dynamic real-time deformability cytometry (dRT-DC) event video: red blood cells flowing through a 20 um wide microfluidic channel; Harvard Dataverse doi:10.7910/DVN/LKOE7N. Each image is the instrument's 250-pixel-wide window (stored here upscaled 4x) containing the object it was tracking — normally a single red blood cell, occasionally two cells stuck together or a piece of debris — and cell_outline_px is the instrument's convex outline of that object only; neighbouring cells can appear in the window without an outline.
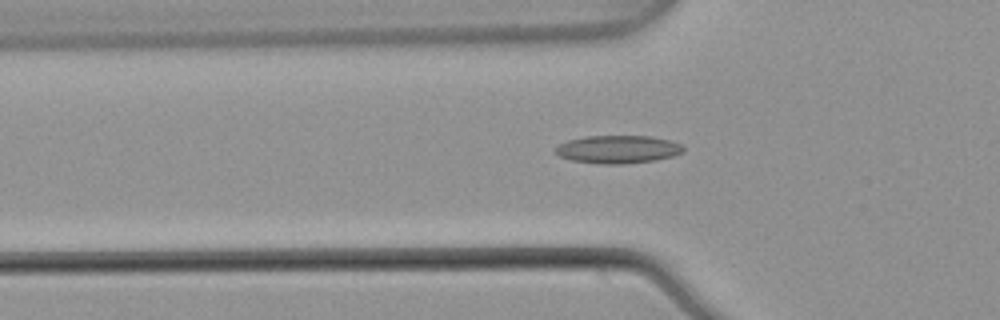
{"species": "common noctule bat (a hibernating species)", "species_latin": "Nyctalus noctula", "temperature_condition": "warm", "stored_images_in_passage": 41, "camera_frame_rate_fps": 3000, "um_per_image_px": 0.085, "animal": {"sex": "male", "body_mass_g": 21.5, "forearm_length_mm": 52.0}, "frame": {"image": 1, "passage_image": 6, "time_ms": 1.667, "image_size_px": [1000, 320], "cell_outline_px": [[684, 152], [672, 156], [656, 160], [628, 164], [600, 164], [572, 160], [560, 156], [556, 152], [556, 148], [560, 144], [568, 140], [584, 136], [652, 136], [668, 140], [680, 144], [684, 148]], "centroid_in_image_um": [52.54, 12.7], "position_along_channel_um": 73.3, "area_um2": 20.81}}
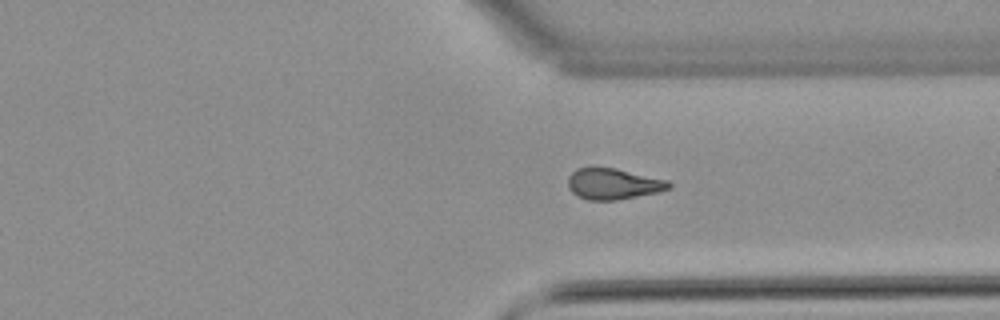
{"frame": {"image": 2, "passage_image": 28, "time_ms": 9.0, "image_size_px": [1000, 320], "cell_outline_px": [[672, 188], [660, 192], [616, 200], [588, 200], [576, 196], [568, 188], [568, 176], [576, 168], [616, 168], [668, 180], [672, 184]], "centroid_in_image_um": [52.14, 15.64], "position_along_channel_um": 359.3, "area_um2": 18.38}}
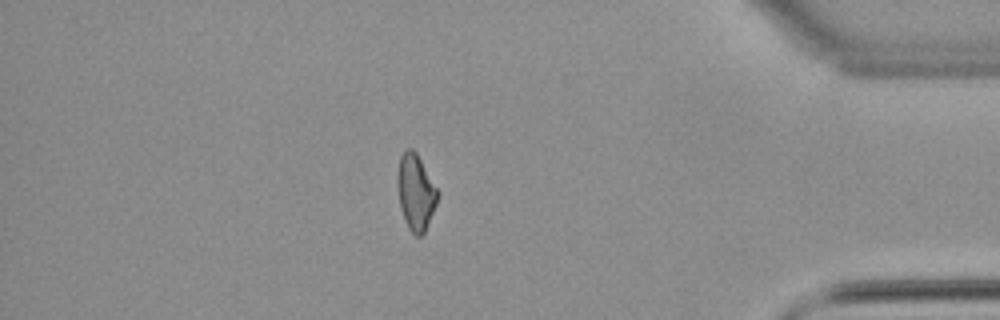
{"frame": {"image": 3, "passage_image": 34, "time_ms": 11.0, "image_size_px": [1000, 320], "cell_outline_px": [[440, 192], [436, 204], [424, 232], [420, 236], [416, 236], [408, 228], [400, 208], [396, 184], [396, 172], [400, 156], [408, 148], [412, 148], [416, 152]], "centroid_in_image_um": [35.31, 16.3], "position_along_channel_um": 399.9, "area_um2": 17.92}}